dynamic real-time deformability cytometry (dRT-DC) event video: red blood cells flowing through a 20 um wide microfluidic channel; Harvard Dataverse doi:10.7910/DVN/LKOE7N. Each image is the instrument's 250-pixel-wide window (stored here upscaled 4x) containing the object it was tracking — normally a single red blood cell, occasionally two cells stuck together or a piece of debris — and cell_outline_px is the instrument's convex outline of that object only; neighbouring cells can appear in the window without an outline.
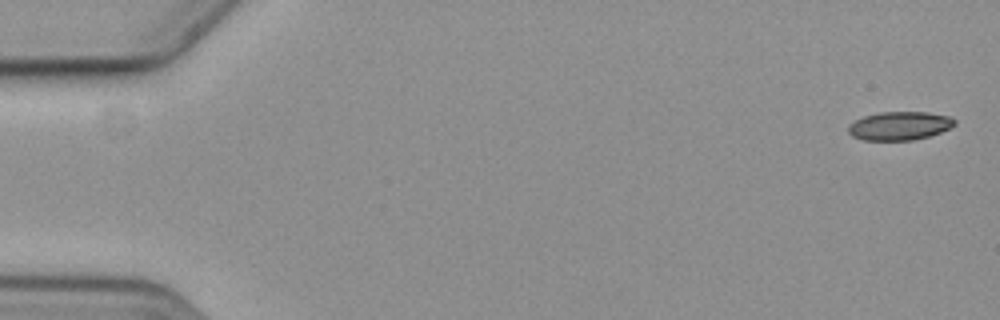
{"species": "common noctule bat (a hibernating species)", "species_latin": "Nyctalus noctula", "temperature_condition": "cold", "stored_images_in_passage": 2, "camera_frame_rate_fps": 3000, "um_per_image_px": 0.085, "animal": {"sex": "female", "body_mass_g": 19.3, "forearm_length_mm": 54.1}, "frame": {"image": 1, "passage_image": 1, "time_ms": 0.0, "image_size_px": [1000, 320], "cell_outline_px": [[956, 124], [940, 132], [928, 136], [912, 140], [864, 140], [852, 136], [848, 132], [848, 124], [864, 116], [880, 112], [928, 112], [952, 116], [956, 120]], "centroid_in_image_um": [76.47, 10.68], "position_along_channel_um": 8.5, "area_um2": 17.69}}